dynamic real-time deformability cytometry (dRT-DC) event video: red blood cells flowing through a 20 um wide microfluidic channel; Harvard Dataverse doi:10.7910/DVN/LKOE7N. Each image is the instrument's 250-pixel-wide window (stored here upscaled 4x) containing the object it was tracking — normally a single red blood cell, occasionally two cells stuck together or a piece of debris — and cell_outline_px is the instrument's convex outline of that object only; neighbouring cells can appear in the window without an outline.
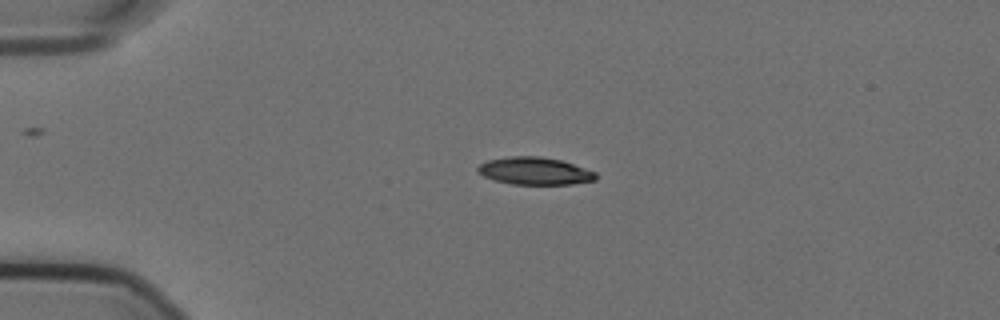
{"species": "Egyptian fruit bat (a non-hibernating species)", "species_latin": "Rousettus aegyptiacus", "temperature_condition": "cold", "stored_images_in_passage": 45, "camera_frame_rate_fps": 3000, "um_per_image_px": 0.085, "animal": {"sex": "female"}, "frame": {"image": 1, "passage_image": 1, "time_ms": 0.0, "image_size_px": [1000, 320], "cell_outline_px": [[596, 180], [572, 184], [512, 184], [496, 180], [484, 176], [476, 172], [476, 168], [480, 164], [488, 160], [508, 156], [540, 156], [560, 160], [596, 172]], "centroid_in_image_um": [45.42, 14.53], "position_along_channel_um": 39.6, "area_um2": 18.79}}
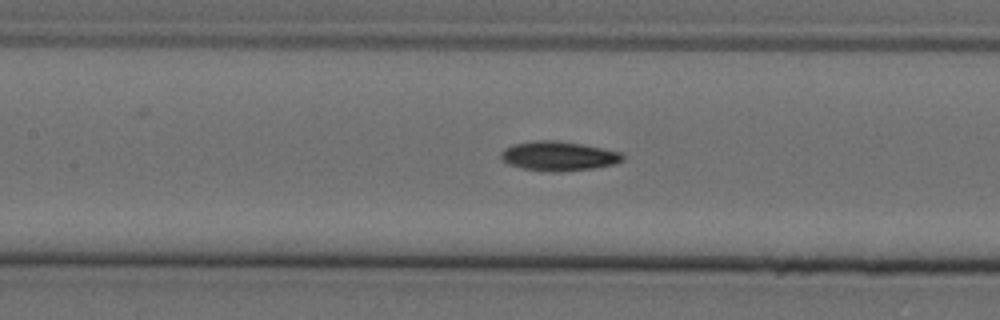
{"frame": {"image": 2, "passage_image": 14, "time_ms": 4.333, "image_size_px": [1000, 320], "cell_outline_px": [[624, 160], [616, 164], [592, 168], [560, 172], [548, 172], [524, 168], [508, 164], [500, 160], [500, 152], [504, 148], [512, 144], [532, 140], [556, 140], [580, 144], [624, 152]], "centroid_in_image_um": [47.46, 13.26], "position_along_channel_um": 159.9, "area_um2": 21.15}}
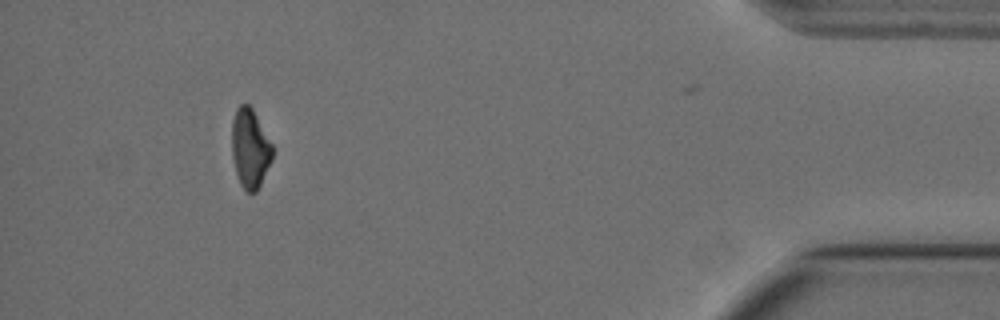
{"frame": {"image": 3, "passage_image": 40, "time_ms": 13.0, "image_size_px": [1000, 320], "cell_outline_px": [[272, 160], [256, 192], [244, 192], [240, 184], [236, 172], [232, 156], [232, 120], [236, 108], [240, 104], [248, 104], [252, 108], [272, 144]], "centroid_in_image_um": [21.24, 12.62], "position_along_channel_um": 414.0, "area_um2": 18.67}, "authors_computed_cell_mechanics": {"area_um2": 20.0566, "velocity_mm_per_s": 3.5939, "shape_relaxation_time_tau1_ms": 4.8096, "shape_relaxation_time_tau2_ms": null, "deformation_change_tau1": 0.1421, "deformation_change_tau2": null}}